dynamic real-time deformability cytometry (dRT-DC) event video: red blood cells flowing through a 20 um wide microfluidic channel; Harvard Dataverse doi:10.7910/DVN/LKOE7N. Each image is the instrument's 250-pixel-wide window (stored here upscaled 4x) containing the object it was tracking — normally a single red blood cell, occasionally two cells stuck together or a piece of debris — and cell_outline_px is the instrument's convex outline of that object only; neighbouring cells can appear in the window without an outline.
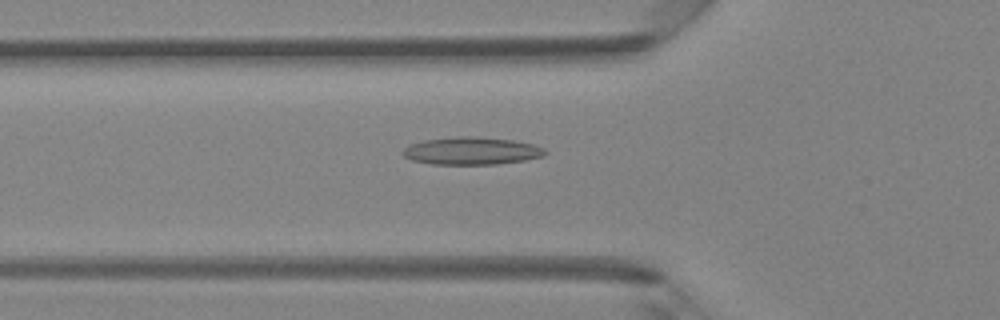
{"species": "Egyptian fruit bat (a non-hibernating species)", "species_latin": "Rousettus aegyptiacus", "temperature_condition": "room temperature", "stored_images_in_passage": 40, "camera_frame_rate_fps": 3000, "um_per_image_px": 0.085, "animal": {"sex": "female"}, "frame": {"image": 1, "passage_image": 9, "time_ms": 2.667, "image_size_px": [1000, 320], "cell_outline_px": [[548, 152], [544, 156], [524, 160], [496, 164], [432, 164], [412, 160], [404, 156], [400, 152], [408, 144], [424, 140], [456, 136], [468, 136], [512, 140], [532, 144], [544, 148]], "centroid_in_image_um": [40.05, 12.82], "position_along_channel_um": 85.8, "area_um2": 22.83}}
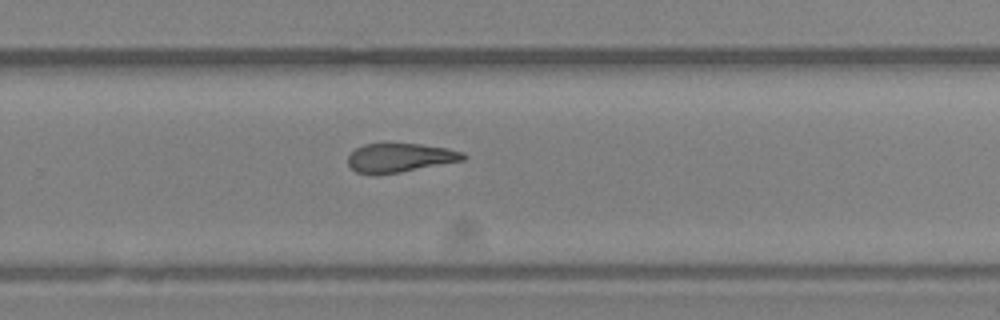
{"frame": {"image": 2, "passage_image": 24, "time_ms": 7.667, "image_size_px": [1000, 320], "cell_outline_px": [[468, 156], [464, 160], [400, 172], [372, 176], [356, 172], [348, 164], [348, 156], [356, 148], [364, 144], [420, 144], [448, 148], [464, 152]], "centroid_in_image_um": [33.99, 13.42], "position_along_channel_um": 295.8, "area_um2": 19.54}}
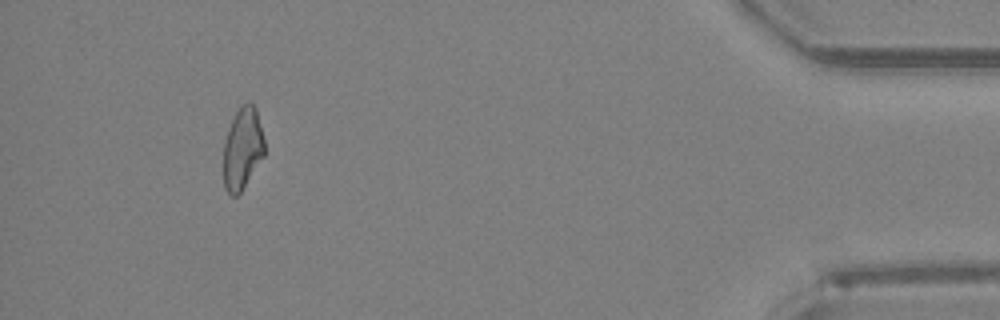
{"frame": {"image": 3, "passage_image": 37, "time_ms": 12.0, "image_size_px": [1000, 320], "cell_outline_px": [[264, 156], [240, 192], [236, 196], [232, 196], [224, 188], [224, 140], [228, 128], [236, 112], [248, 100], [256, 108], [264, 140]], "centroid_in_image_um": [20.61, 12.62], "position_along_channel_um": 414.6, "area_um2": 19.36}, "authors_computed_cell_mechanics": {"area_um2": 20.4034, "velocity_mm_per_s": 4.208, "shape_relaxation_time_tau1_ms": 8.9002, "shape_relaxation_time_tau2_ms": 3.5372, "deformation_change_tau1": 0.2067, "deformation_change_tau2": 0.1383}}